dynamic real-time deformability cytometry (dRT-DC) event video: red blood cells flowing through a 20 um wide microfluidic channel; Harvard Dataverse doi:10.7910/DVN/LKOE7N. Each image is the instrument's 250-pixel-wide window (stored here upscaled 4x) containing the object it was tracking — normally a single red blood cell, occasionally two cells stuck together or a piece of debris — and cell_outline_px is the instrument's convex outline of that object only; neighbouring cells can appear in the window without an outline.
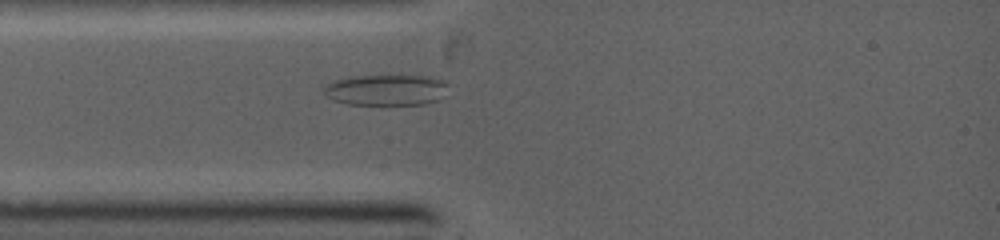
{"species": "common noctule bat (a hibernating species)", "species_latin": "Nyctalus noctula", "temperature_condition": "warm", "stored_images_in_passage": 58, "camera_frame_rate_fps": 5000, "um_per_image_px": 0.085, "animal": {"sex": "female", "body_mass_g": 19.0, "forearm_length_mm": 53.3}, "frame": {"image": 1, "passage_image": 2, "time_ms": 0.2, "image_size_px": [1000, 240], "cell_outline_px": [[448, 84], [436, 100], [424, 104], [348, 104], [332, 100], [324, 92], [324, 84], [348, 76], [432, 76], [448, 80]], "centroid_in_image_um": [32.79, 7.63], "position_along_channel_um": 52.2, "area_um2": 22.25}}
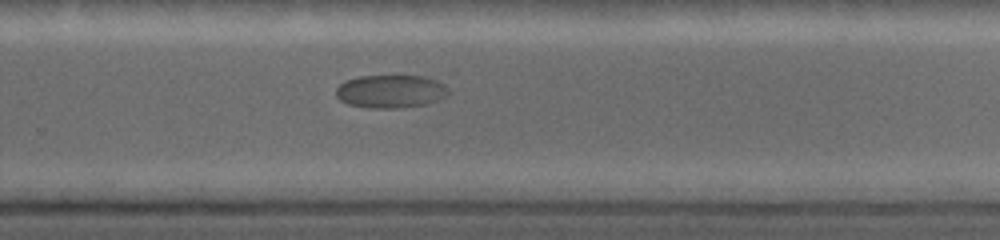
{"frame": {"image": 2, "passage_image": 31, "time_ms": 5.8, "image_size_px": [1000, 240], "cell_outline_px": [[448, 96], [424, 104], [400, 108], [368, 108], [348, 104], [340, 100], [336, 96], [336, 88], [344, 80], [360, 76], [396, 72], [424, 76], [436, 80], [444, 84], [448, 88]], "centroid_in_image_um": [33.2, 7.71], "position_along_channel_um": 296.6, "area_um2": 22.66}}
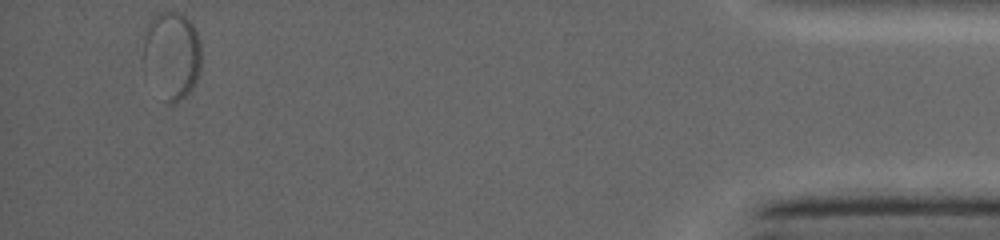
{"frame": {"image": 3, "passage_image": 58, "time_ms": 10.8, "image_size_px": [1000, 240], "cell_outline_px": [[200, 76], [192, 88], [176, 104], [168, 104], [144, 72], [144, 40], [148, 20], [156, 12], [184, 12], [188, 16], [196, 28], [200, 40]], "centroid_in_image_um": [14.62, 4.64], "position_along_channel_um": 420.6, "area_um2": 30.23}}